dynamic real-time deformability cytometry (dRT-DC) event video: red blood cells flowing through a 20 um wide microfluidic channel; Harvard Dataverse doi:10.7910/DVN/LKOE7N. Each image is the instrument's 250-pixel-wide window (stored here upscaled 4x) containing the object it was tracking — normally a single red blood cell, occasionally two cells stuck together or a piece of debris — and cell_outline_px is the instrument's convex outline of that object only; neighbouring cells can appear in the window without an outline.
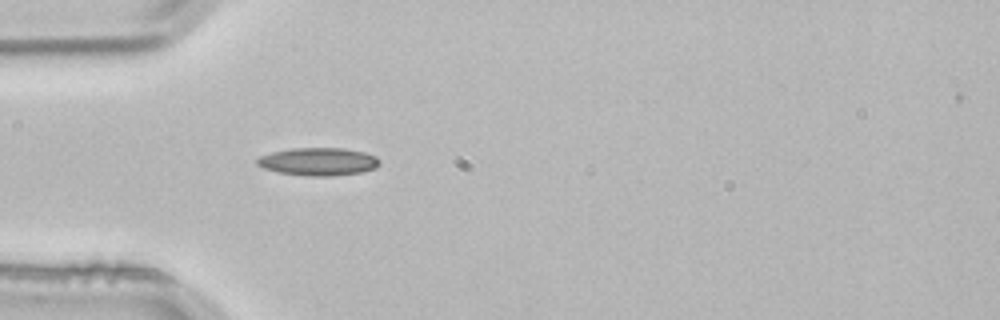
{"species": "common noctule bat (a hibernating species)", "species_latin": "Nyctalus noctula", "temperature_condition": "room temperature", "stored_images_in_passage": 3, "camera_frame_rate_fps": 3000, "um_per_image_px": 0.085, "animal": {"sex": "male", "body_mass_g": 21.5, "forearm_length_mm": 52.0}, "frame": {"image": 1, "passage_image": 3, "time_ms": 0.667, "image_size_px": [1000, 320], "cell_outline_px": [[380, 164], [376, 168], [360, 172], [332, 176], [308, 176], [280, 172], [264, 168], [256, 164], [256, 160], [260, 156], [272, 152], [292, 148], [344, 148], [364, 152], [376, 156], [380, 160]], "centroid_in_image_um": [27.08, 13.73], "position_along_channel_um": 57.9, "area_um2": 19.83}}